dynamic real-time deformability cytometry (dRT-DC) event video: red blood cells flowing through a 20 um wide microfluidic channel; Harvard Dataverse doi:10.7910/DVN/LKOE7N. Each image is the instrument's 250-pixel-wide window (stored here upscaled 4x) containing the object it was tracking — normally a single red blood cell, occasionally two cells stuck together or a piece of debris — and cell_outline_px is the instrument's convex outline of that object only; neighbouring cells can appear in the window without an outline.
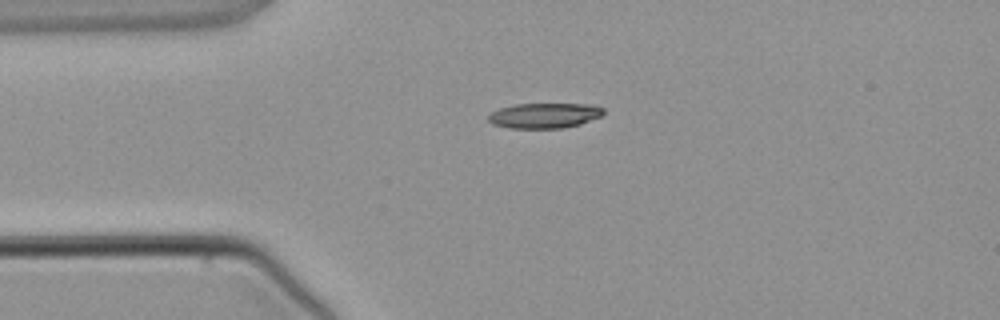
{"species": "common noctule bat (a hibernating species)", "species_latin": "Nyctalus noctula", "temperature_condition": "warm", "stored_images_in_passage": 2, "camera_frame_rate_fps": 3000, "um_per_image_px": 0.085, "animal": {"sex": "male", "body_mass_g": 21.5, "forearm_length_mm": 52.0}, "frame": {"image": 1, "passage_image": 1, "time_ms": 0.0, "image_size_px": [1000, 320], "cell_outline_px": [[604, 112], [600, 116], [580, 124], [564, 128], [512, 128], [492, 124], [488, 120], [488, 116], [492, 112], [500, 108], [512, 104], [596, 104], [604, 108]], "centroid_in_image_um": [46.29, 9.81], "position_along_channel_um": 38.7, "area_um2": 16.94}}